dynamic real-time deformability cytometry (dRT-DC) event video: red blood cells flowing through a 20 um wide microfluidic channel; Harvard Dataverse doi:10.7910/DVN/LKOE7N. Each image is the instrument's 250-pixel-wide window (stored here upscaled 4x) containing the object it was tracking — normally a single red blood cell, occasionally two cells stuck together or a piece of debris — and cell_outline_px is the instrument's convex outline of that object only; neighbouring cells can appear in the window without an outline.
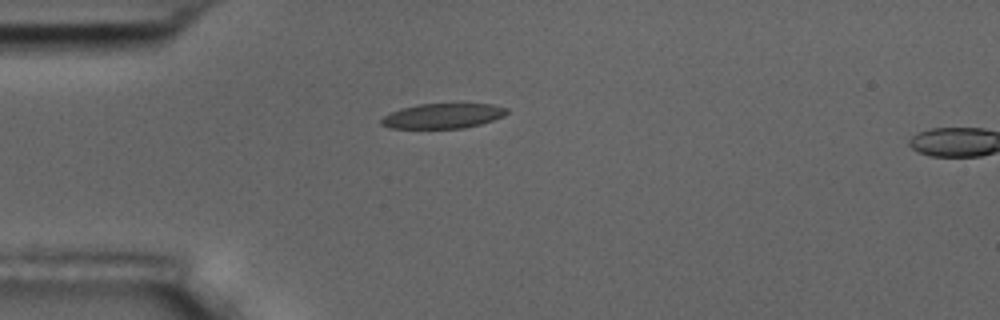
{"species": "common noctule bat (a hibernating species)", "species_latin": "Nyctalus noctula", "temperature_condition": "room temperature", "stored_images_in_passage": 3, "camera_frame_rate_fps": 3000, "um_per_image_px": 0.085, "animal": {"sex": "male", "body_mass_g": 17.5, "forearm_length_mm": 52.3}, "frame": {"image": 1, "passage_image": 1, "time_ms": 0.0, "image_size_px": [1000, 320], "cell_outline_px": [[508, 112], [504, 116], [480, 124], [464, 128], [388, 128], [380, 124], [380, 120], [384, 116], [400, 108], [420, 104], [492, 104], [508, 108]], "centroid_in_image_um": [37.63, 9.85], "position_along_channel_um": 47.4, "area_um2": 18.21}}